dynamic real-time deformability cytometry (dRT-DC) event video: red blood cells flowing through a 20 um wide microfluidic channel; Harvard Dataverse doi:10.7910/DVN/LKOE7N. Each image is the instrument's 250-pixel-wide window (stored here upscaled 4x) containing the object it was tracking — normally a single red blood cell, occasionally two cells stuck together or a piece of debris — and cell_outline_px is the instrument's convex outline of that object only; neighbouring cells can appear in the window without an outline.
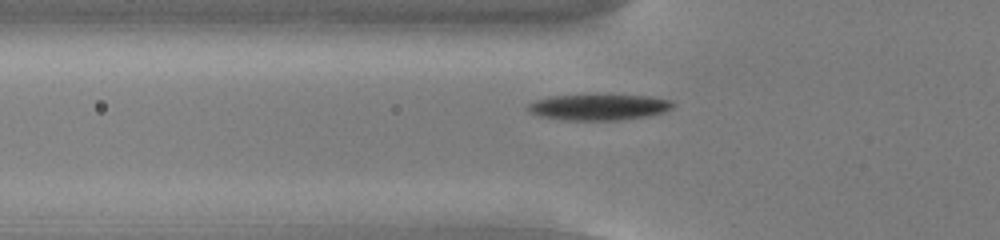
{"species": "common noctule bat (a hibernating species)", "species_latin": "Nyctalus noctula", "temperature_condition": "cold", "stored_images_in_passage": 50, "camera_frame_rate_fps": 3000, "um_per_image_px": 0.085, "animal": {"sex": "male", "body_mass_g": 13.0, "forearm_length_mm": 53.1}, "frame": {"image": 1, "passage_image": 15, "time_ms": 4.667, "image_size_px": [1000, 240], "cell_outline_px": [[676, 104], [672, 108], [664, 112], [648, 116], [620, 120], [568, 120], [540, 116], [528, 112], [524, 108], [528, 104], [536, 100], [552, 96], [648, 96], [672, 100]], "centroid_in_image_um": [50.9, 9.12], "position_along_channel_um": 74.9, "area_um2": 21.68}}
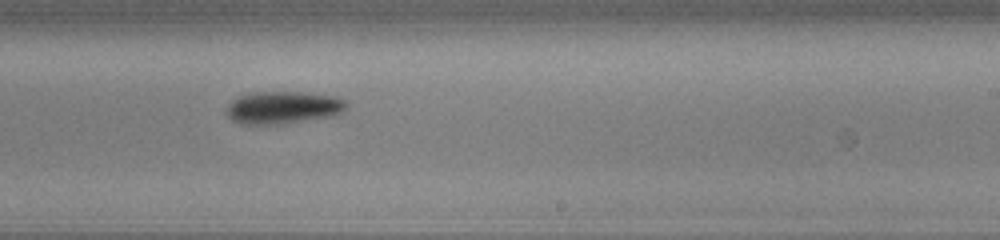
{"frame": {"image": 2, "passage_image": 30, "time_ms": 9.667, "image_size_px": [1000, 240], "cell_outline_px": [[348, 104], [340, 112], [332, 116], [284, 124], [240, 124], [232, 120], [228, 116], [228, 104], [232, 100], [248, 92], [300, 92], [332, 96], [344, 100]], "centroid_in_image_um": [24.02, 9.14], "position_along_channel_um": 265.0, "area_um2": 22.54}}
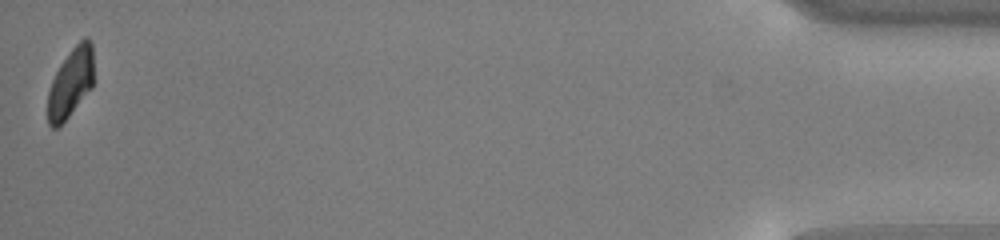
{"frame": {"image": 3, "passage_image": 50, "time_ms": 16.333, "image_size_px": [1000, 240], "cell_outline_px": [[92, 88], [68, 116], [56, 128], [52, 128], [48, 124], [48, 92], [52, 80], [60, 64], [72, 48], [84, 36], [88, 36], [92, 44]], "centroid_in_image_um": [6.0, 7.01], "position_along_channel_um": 429.2, "area_um2": 18.26}, "authors_computed_cell_mechanics": {"area_um2": 21.4149, "velocity_mm_per_s": 3.8125, "shape_relaxation_time_tau1_ms": 1.9547, "shape_relaxation_time_tau2_ms": null, "deformation_change_tau1": 0.1004, "deformation_change_tau2": null}}